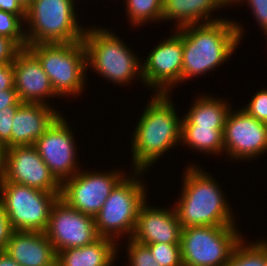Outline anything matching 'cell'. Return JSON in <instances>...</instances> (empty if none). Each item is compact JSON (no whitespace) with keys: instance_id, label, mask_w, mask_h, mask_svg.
<instances>
[{"instance_id":"obj_39","label":"cell","mask_w":267,"mask_h":266,"mask_svg":"<svg viewBox=\"0 0 267 266\" xmlns=\"http://www.w3.org/2000/svg\"><path fill=\"white\" fill-rule=\"evenodd\" d=\"M223 6H225L224 8H226L227 6H231L232 5H235L237 3H239V0H218ZM234 3V4H233Z\"/></svg>"},{"instance_id":"obj_32","label":"cell","mask_w":267,"mask_h":266,"mask_svg":"<svg viewBox=\"0 0 267 266\" xmlns=\"http://www.w3.org/2000/svg\"><path fill=\"white\" fill-rule=\"evenodd\" d=\"M21 50L13 39L0 35V65L13 63Z\"/></svg>"},{"instance_id":"obj_16","label":"cell","mask_w":267,"mask_h":266,"mask_svg":"<svg viewBox=\"0 0 267 266\" xmlns=\"http://www.w3.org/2000/svg\"><path fill=\"white\" fill-rule=\"evenodd\" d=\"M147 203L139 208L136 226L131 237L141 244H180L182 226L174 207H157Z\"/></svg>"},{"instance_id":"obj_15","label":"cell","mask_w":267,"mask_h":266,"mask_svg":"<svg viewBox=\"0 0 267 266\" xmlns=\"http://www.w3.org/2000/svg\"><path fill=\"white\" fill-rule=\"evenodd\" d=\"M1 182L23 184L46 192H61V184L49 171L34 145L7 148Z\"/></svg>"},{"instance_id":"obj_14","label":"cell","mask_w":267,"mask_h":266,"mask_svg":"<svg viewBox=\"0 0 267 266\" xmlns=\"http://www.w3.org/2000/svg\"><path fill=\"white\" fill-rule=\"evenodd\" d=\"M45 234L56 253L92 244L100 238L94 217L69 206L60 197L53 204Z\"/></svg>"},{"instance_id":"obj_26","label":"cell","mask_w":267,"mask_h":266,"mask_svg":"<svg viewBox=\"0 0 267 266\" xmlns=\"http://www.w3.org/2000/svg\"><path fill=\"white\" fill-rule=\"evenodd\" d=\"M23 24L25 22L18 15L0 10V35L13 39L22 49L27 48Z\"/></svg>"},{"instance_id":"obj_30","label":"cell","mask_w":267,"mask_h":266,"mask_svg":"<svg viewBox=\"0 0 267 266\" xmlns=\"http://www.w3.org/2000/svg\"><path fill=\"white\" fill-rule=\"evenodd\" d=\"M19 106L13 105L0 111V143L5 144L7 148H11L12 123Z\"/></svg>"},{"instance_id":"obj_34","label":"cell","mask_w":267,"mask_h":266,"mask_svg":"<svg viewBox=\"0 0 267 266\" xmlns=\"http://www.w3.org/2000/svg\"><path fill=\"white\" fill-rule=\"evenodd\" d=\"M16 90L13 63L0 65V91Z\"/></svg>"},{"instance_id":"obj_40","label":"cell","mask_w":267,"mask_h":266,"mask_svg":"<svg viewBox=\"0 0 267 266\" xmlns=\"http://www.w3.org/2000/svg\"><path fill=\"white\" fill-rule=\"evenodd\" d=\"M25 7H27L32 0H19Z\"/></svg>"},{"instance_id":"obj_10","label":"cell","mask_w":267,"mask_h":266,"mask_svg":"<svg viewBox=\"0 0 267 266\" xmlns=\"http://www.w3.org/2000/svg\"><path fill=\"white\" fill-rule=\"evenodd\" d=\"M123 171L81 169L61 184L60 198L81 213L95 217L114 187L126 176Z\"/></svg>"},{"instance_id":"obj_12","label":"cell","mask_w":267,"mask_h":266,"mask_svg":"<svg viewBox=\"0 0 267 266\" xmlns=\"http://www.w3.org/2000/svg\"><path fill=\"white\" fill-rule=\"evenodd\" d=\"M61 114L34 146L55 179L62 184L81 169L77 164V146L74 132Z\"/></svg>"},{"instance_id":"obj_1","label":"cell","mask_w":267,"mask_h":266,"mask_svg":"<svg viewBox=\"0 0 267 266\" xmlns=\"http://www.w3.org/2000/svg\"><path fill=\"white\" fill-rule=\"evenodd\" d=\"M170 95L152 93L153 97L140 113L130 142L132 171L147 172L169 149L181 145L182 118Z\"/></svg>"},{"instance_id":"obj_27","label":"cell","mask_w":267,"mask_h":266,"mask_svg":"<svg viewBox=\"0 0 267 266\" xmlns=\"http://www.w3.org/2000/svg\"><path fill=\"white\" fill-rule=\"evenodd\" d=\"M154 260L160 266H183L180 244H147Z\"/></svg>"},{"instance_id":"obj_2","label":"cell","mask_w":267,"mask_h":266,"mask_svg":"<svg viewBox=\"0 0 267 266\" xmlns=\"http://www.w3.org/2000/svg\"><path fill=\"white\" fill-rule=\"evenodd\" d=\"M231 20L224 18L217 22L181 28L183 30L181 84L191 80L192 77L212 72L234 54L240 41L244 39L245 32L244 25Z\"/></svg>"},{"instance_id":"obj_38","label":"cell","mask_w":267,"mask_h":266,"mask_svg":"<svg viewBox=\"0 0 267 266\" xmlns=\"http://www.w3.org/2000/svg\"><path fill=\"white\" fill-rule=\"evenodd\" d=\"M0 266H20V265L3 251L0 252Z\"/></svg>"},{"instance_id":"obj_35","label":"cell","mask_w":267,"mask_h":266,"mask_svg":"<svg viewBox=\"0 0 267 266\" xmlns=\"http://www.w3.org/2000/svg\"><path fill=\"white\" fill-rule=\"evenodd\" d=\"M0 10L18 15L25 22L26 7L19 0H0Z\"/></svg>"},{"instance_id":"obj_25","label":"cell","mask_w":267,"mask_h":266,"mask_svg":"<svg viewBox=\"0 0 267 266\" xmlns=\"http://www.w3.org/2000/svg\"><path fill=\"white\" fill-rule=\"evenodd\" d=\"M124 3L126 17L132 27L162 21L163 0H124Z\"/></svg>"},{"instance_id":"obj_36","label":"cell","mask_w":267,"mask_h":266,"mask_svg":"<svg viewBox=\"0 0 267 266\" xmlns=\"http://www.w3.org/2000/svg\"><path fill=\"white\" fill-rule=\"evenodd\" d=\"M22 103L23 102L20 101L16 90L0 91V111L6 107L21 105Z\"/></svg>"},{"instance_id":"obj_28","label":"cell","mask_w":267,"mask_h":266,"mask_svg":"<svg viewBox=\"0 0 267 266\" xmlns=\"http://www.w3.org/2000/svg\"><path fill=\"white\" fill-rule=\"evenodd\" d=\"M127 241V264H129V266H160L154 260V257L147 245L138 243L131 238Z\"/></svg>"},{"instance_id":"obj_17","label":"cell","mask_w":267,"mask_h":266,"mask_svg":"<svg viewBox=\"0 0 267 266\" xmlns=\"http://www.w3.org/2000/svg\"><path fill=\"white\" fill-rule=\"evenodd\" d=\"M13 66L15 89L20 101L50 106L49 98L57 95L37 57L28 48H23L15 58Z\"/></svg>"},{"instance_id":"obj_6","label":"cell","mask_w":267,"mask_h":266,"mask_svg":"<svg viewBox=\"0 0 267 266\" xmlns=\"http://www.w3.org/2000/svg\"><path fill=\"white\" fill-rule=\"evenodd\" d=\"M75 3V0H32L26 7L27 45L82 41L86 26L79 23Z\"/></svg>"},{"instance_id":"obj_5","label":"cell","mask_w":267,"mask_h":266,"mask_svg":"<svg viewBox=\"0 0 267 266\" xmlns=\"http://www.w3.org/2000/svg\"><path fill=\"white\" fill-rule=\"evenodd\" d=\"M27 48L41 63L58 98H68L69 96L75 98L84 91L88 76L85 73H87L88 68L83 41L37 43L27 45Z\"/></svg>"},{"instance_id":"obj_11","label":"cell","mask_w":267,"mask_h":266,"mask_svg":"<svg viewBox=\"0 0 267 266\" xmlns=\"http://www.w3.org/2000/svg\"><path fill=\"white\" fill-rule=\"evenodd\" d=\"M142 62L144 85L155 94H171L181 84L183 64V30L159 42Z\"/></svg>"},{"instance_id":"obj_24","label":"cell","mask_w":267,"mask_h":266,"mask_svg":"<svg viewBox=\"0 0 267 266\" xmlns=\"http://www.w3.org/2000/svg\"><path fill=\"white\" fill-rule=\"evenodd\" d=\"M242 240L234 248L225 266H267V240L258 239L255 242ZM251 241V242H250Z\"/></svg>"},{"instance_id":"obj_9","label":"cell","mask_w":267,"mask_h":266,"mask_svg":"<svg viewBox=\"0 0 267 266\" xmlns=\"http://www.w3.org/2000/svg\"><path fill=\"white\" fill-rule=\"evenodd\" d=\"M60 194L23 184L0 182V202L14 231L45 232L51 209Z\"/></svg>"},{"instance_id":"obj_8","label":"cell","mask_w":267,"mask_h":266,"mask_svg":"<svg viewBox=\"0 0 267 266\" xmlns=\"http://www.w3.org/2000/svg\"><path fill=\"white\" fill-rule=\"evenodd\" d=\"M239 226H190L182 228L183 266H225L243 236Z\"/></svg>"},{"instance_id":"obj_21","label":"cell","mask_w":267,"mask_h":266,"mask_svg":"<svg viewBox=\"0 0 267 266\" xmlns=\"http://www.w3.org/2000/svg\"><path fill=\"white\" fill-rule=\"evenodd\" d=\"M115 240L100 237L94 243L57 252L56 266H114L118 252Z\"/></svg>"},{"instance_id":"obj_3","label":"cell","mask_w":267,"mask_h":266,"mask_svg":"<svg viewBox=\"0 0 267 266\" xmlns=\"http://www.w3.org/2000/svg\"><path fill=\"white\" fill-rule=\"evenodd\" d=\"M195 165L185 167L181 196L173 206L182 228L235 226V215L218 180Z\"/></svg>"},{"instance_id":"obj_22","label":"cell","mask_w":267,"mask_h":266,"mask_svg":"<svg viewBox=\"0 0 267 266\" xmlns=\"http://www.w3.org/2000/svg\"><path fill=\"white\" fill-rule=\"evenodd\" d=\"M196 97L190 109L182 117V127L224 129L227 115L232 109L231 105L225 99L204 93Z\"/></svg>"},{"instance_id":"obj_23","label":"cell","mask_w":267,"mask_h":266,"mask_svg":"<svg viewBox=\"0 0 267 266\" xmlns=\"http://www.w3.org/2000/svg\"><path fill=\"white\" fill-rule=\"evenodd\" d=\"M223 130L211 127H182L181 145H187L190 150H198L205 155L217 156L224 153Z\"/></svg>"},{"instance_id":"obj_18","label":"cell","mask_w":267,"mask_h":266,"mask_svg":"<svg viewBox=\"0 0 267 266\" xmlns=\"http://www.w3.org/2000/svg\"><path fill=\"white\" fill-rule=\"evenodd\" d=\"M54 108L41 103H22L14 114L11 147L34 145L62 114Z\"/></svg>"},{"instance_id":"obj_33","label":"cell","mask_w":267,"mask_h":266,"mask_svg":"<svg viewBox=\"0 0 267 266\" xmlns=\"http://www.w3.org/2000/svg\"><path fill=\"white\" fill-rule=\"evenodd\" d=\"M13 232L6 210L0 202V252L5 251Z\"/></svg>"},{"instance_id":"obj_29","label":"cell","mask_w":267,"mask_h":266,"mask_svg":"<svg viewBox=\"0 0 267 266\" xmlns=\"http://www.w3.org/2000/svg\"><path fill=\"white\" fill-rule=\"evenodd\" d=\"M265 88L257 90L249 103L242 109L256 120L267 124V88Z\"/></svg>"},{"instance_id":"obj_20","label":"cell","mask_w":267,"mask_h":266,"mask_svg":"<svg viewBox=\"0 0 267 266\" xmlns=\"http://www.w3.org/2000/svg\"><path fill=\"white\" fill-rule=\"evenodd\" d=\"M222 7L218 0H163L162 21L175 20L172 21L176 24L174 31L189 25L217 22L224 17L210 16Z\"/></svg>"},{"instance_id":"obj_19","label":"cell","mask_w":267,"mask_h":266,"mask_svg":"<svg viewBox=\"0 0 267 266\" xmlns=\"http://www.w3.org/2000/svg\"><path fill=\"white\" fill-rule=\"evenodd\" d=\"M4 252L20 266H56L57 253L45 232L14 231Z\"/></svg>"},{"instance_id":"obj_13","label":"cell","mask_w":267,"mask_h":266,"mask_svg":"<svg viewBox=\"0 0 267 266\" xmlns=\"http://www.w3.org/2000/svg\"><path fill=\"white\" fill-rule=\"evenodd\" d=\"M224 152L229 161H250L267 152V124L245 110H230L223 130ZM240 159V160H239Z\"/></svg>"},{"instance_id":"obj_4","label":"cell","mask_w":267,"mask_h":266,"mask_svg":"<svg viewBox=\"0 0 267 266\" xmlns=\"http://www.w3.org/2000/svg\"><path fill=\"white\" fill-rule=\"evenodd\" d=\"M104 27L88 26L83 43L86 48L87 68L114 84L126 85L137 79L144 84L142 61L123 39Z\"/></svg>"},{"instance_id":"obj_37","label":"cell","mask_w":267,"mask_h":266,"mask_svg":"<svg viewBox=\"0 0 267 266\" xmlns=\"http://www.w3.org/2000/svg\"><path fill=\"white\" fill-rule=\"evenodd\" d=\"M6 152L7 147L5 144L0 143V182L3 180L6 169Z\"/></svg>"},{"instance_id":"obj_7","label":"cell","mask_w":267,"mask_h":266,"mask_svg":"<svg viewBox=\"0 0 267 266\" xmlns=\"http://www.w3.org/2000/svg\"><path fill=\"white\" fill-rule=\"evenodd\" d=\"M143 173L145 171L134 170L132 172L131 170L130 175L126 174L114 187L102 209L94 217L100 237L110 238L117 242L124 238L123 236H128L127 239L132 237L139 208L148 196L147 186L140 179V176H144Z\"/></svg>"},{"instance_id":"obj_31","label":"cell","mask_w":267,"mask_h":266,"mask_svg":"<svg viewBox=\"0 0 267 266\" xmlns=\"http://www.w3.org/2000/svg\"><path fill=\"white\" fill-rule=\"evenodd\" d=\"M240 2L250 6L253 17H255L264 35L267 36V0H239V4L242 5Z\"/></svg>"}]
</instances>
